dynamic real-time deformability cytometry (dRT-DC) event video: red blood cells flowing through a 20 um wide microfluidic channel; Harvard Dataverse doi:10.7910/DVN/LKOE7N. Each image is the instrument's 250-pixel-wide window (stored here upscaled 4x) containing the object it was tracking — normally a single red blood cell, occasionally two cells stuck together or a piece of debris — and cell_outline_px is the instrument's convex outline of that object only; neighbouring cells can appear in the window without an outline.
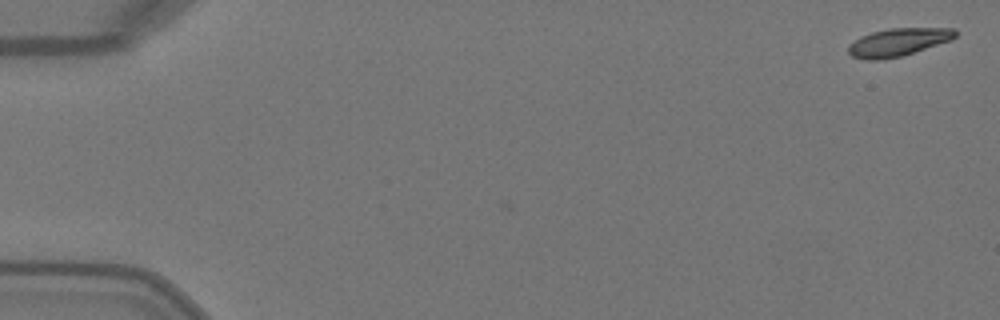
{"species": "Egyptian fruit bat (a non-hibernating species)", "species_latin": "Rousettus aegyptiacus", "temperature_condition": "warm", "stored_images_in_passage": 2, "camera_frame_rate_fps": 3000, "um_per_image_px": 0.085, "animal": {"sex": "female"}, "frame": {"image": 1, "passage_image": 2, "time_ms": 0.333, "image_size_px": [1000, 320], "cell_outline_px": [[956, 36], [952, 40], [900, 56], [880, 60], [868, 60], [852, 56], [848, 52], [848, 48], [860, 36], [872, 32], [892, 28], [956, 28]], "centroid_in_image_um": [76.37, 3.58], "position_along_channel_um": 8.6, "area_um2": 17.11}}